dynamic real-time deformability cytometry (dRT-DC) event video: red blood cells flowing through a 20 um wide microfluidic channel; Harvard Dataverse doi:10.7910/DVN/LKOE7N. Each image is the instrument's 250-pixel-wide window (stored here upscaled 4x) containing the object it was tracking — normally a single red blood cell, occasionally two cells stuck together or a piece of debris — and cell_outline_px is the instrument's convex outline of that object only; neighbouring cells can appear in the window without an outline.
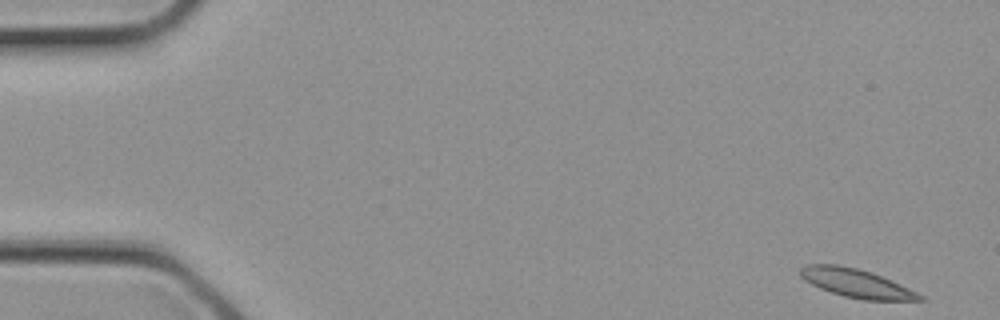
{"species": "common noctule bat (a hibernating species)", "species_latin": "Nyctalus noctula", "temperature_condition": "cold", "stored_images_in_passage": 4, "camera_frame_rate_fps": 3000, "um_per_image_px": 0.085, "animal": {"sex": "female", "body_mass_g": 21.9}, "frame": {"image": 1, "passage_image": 1, "time_ms": 0.0, "image_size_px": [1000, 320], "cell_outline_px": [[924, 300], [864, 300], [844, 296], [820, 288], [804, 280], [800, 276], [800, 268], [804, 264], [836, 264], [856, 268], [872, 272], [908, 288], [924, 296]], "centroid_in_image_um": [72.75, 24.06], "position_along_channel_um": 12.3, "area_um2": 19.65}}
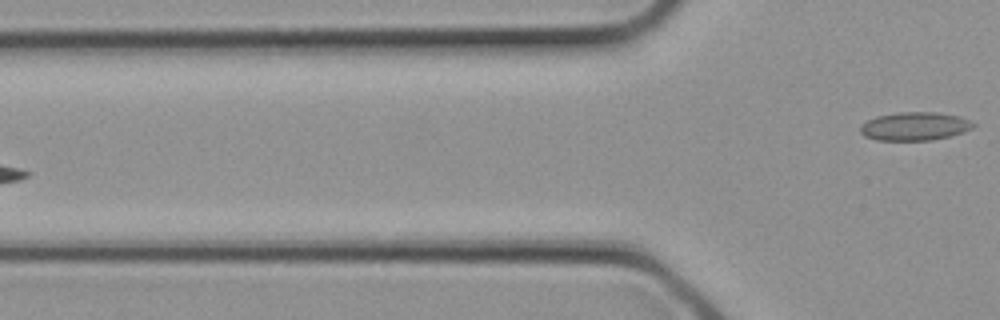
{"frame": {"image": 2, "passage_image": 4, "time_ms": 1.0, "image_size_px": [1000, 320], "cell_outline_px": [[976, 124], [972, 128], [964, 132], [932, 140], [876, 140], [864, 136], [860, 132], [860, 124], [876, 116], [900, 112], [936, 112], [960, 116]], "centroid_in_image_um": [77.73, 10.73], "position_along_channel_um": 48.1, "area_um2": 18.67}}